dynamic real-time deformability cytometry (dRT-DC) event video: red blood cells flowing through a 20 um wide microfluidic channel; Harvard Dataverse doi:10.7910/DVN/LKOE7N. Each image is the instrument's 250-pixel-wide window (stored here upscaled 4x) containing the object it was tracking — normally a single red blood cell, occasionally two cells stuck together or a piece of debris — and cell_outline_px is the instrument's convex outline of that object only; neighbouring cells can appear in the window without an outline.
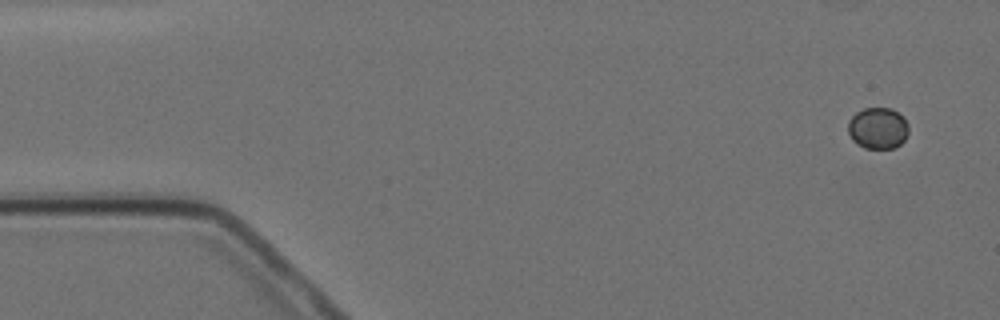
{"species": "Egyptian fruit bat (a non-hibernating species)", "species_latin": "Rousettus aegyptiacus", "temperature_condition": "cold", "stored_images_in_passage": 9, "camera_frame_rate_fps": 3000, "um_per_image_px": 0.085, "animal": {"sex": "female"}, "frame": {"image": 1, "passage_image": 1, "time_ms": 0.0, "image_size_px": [1000, 320], "cell_outline_px": [[908, 132], [904, 140], [900, 144], [892, 148], [864, 148], [856, 144], [852, 140], [848, 132], [848, 120], [856, 112], [864, 108], [892, 108], [904, 116], [908, 124]], "centroid_in_image_um": [74.61, 10.88], "position_along_channel_um": 10.4, "area_um2": 14.8}}
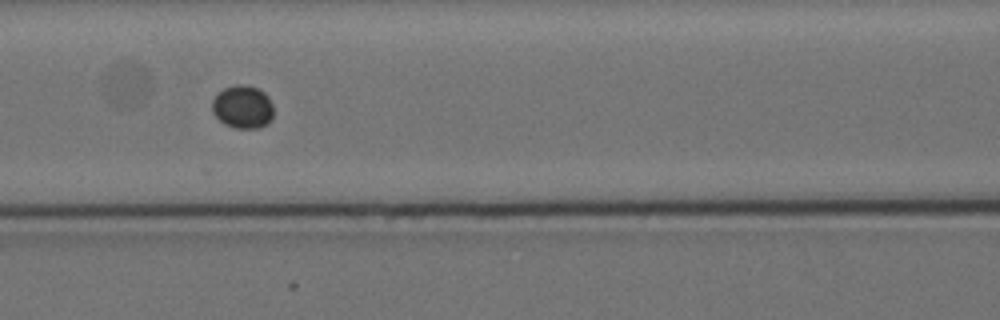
{"frame": {"image": 2, "passage_image": 7, "time_ms": 7.0, "image_size_px": [1000, 320], "cell_outline_px": [[272, 120], [268, 124], [260, 128], [236, 128], [224, 124], [212, 112], [212, 100], [224, 88], [236, 84], [244, 84], [260, 88], [268, 96], [272, 104]], "centroid_in_image_um": [20.65, 9.08], "position_along_channel_um": 146.0, "area_um2": 15.55}}
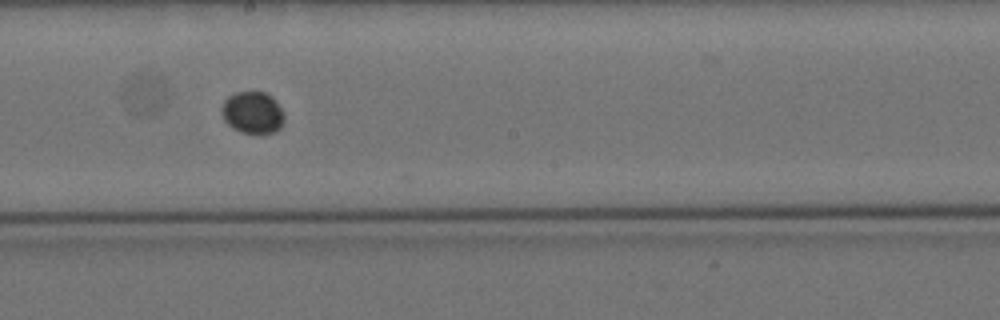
{"frame": {"image": 3, "passage_image": 9, "time_ms": 9.333, "image_size_px": [1000, 320], "cell_outline_px": [[284, 120], [280, 128], [276, 132], [240, 132], [232, 128], [224, 120], [220, 112], [220, 108], [224, 100], [228, 96], [236, 92], [264, 92], [272, 96], [284, 112]], "centroid_in_image_um": [21.45, 9.55], "position_along_channel_um": 226.7, "area_um2": 15.37}}